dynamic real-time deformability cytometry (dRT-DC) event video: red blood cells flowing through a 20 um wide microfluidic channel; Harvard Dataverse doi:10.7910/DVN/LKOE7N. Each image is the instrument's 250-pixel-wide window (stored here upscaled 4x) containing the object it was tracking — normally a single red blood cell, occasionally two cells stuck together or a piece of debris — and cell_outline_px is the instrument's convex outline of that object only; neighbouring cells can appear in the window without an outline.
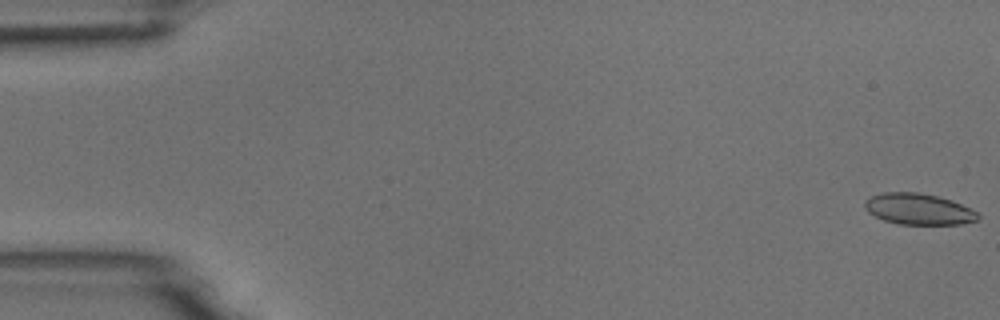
{"species": "common noctule bat (a hibernating species)", "species_latin": "Nyctalus noctula", "temperature_condition": "room temperature", "stored_images_in_passage": 5, "camera_frame_rate_fps": 3000, "um_per_image_px": 0.085, "animal": {"sex": "male", "body_mass_g": 18.8}, "frame": {"image": 1, "passage_image": 1, "time_ms": 0.0, "image_size_px": [1000, 320], "cell_outline_px": [[980, 216], [976, 220], [960, 224], [900, 224], [884, 220], [868, 212], [864, 208], [864, 200], [872, 196], [884, 192], [920, 192], [952, 200], [980, 212]], "centroid_in_image_um": [78.09, 17.76], "position_along_channel_um": 6.9, "area_um2": 20.58}}
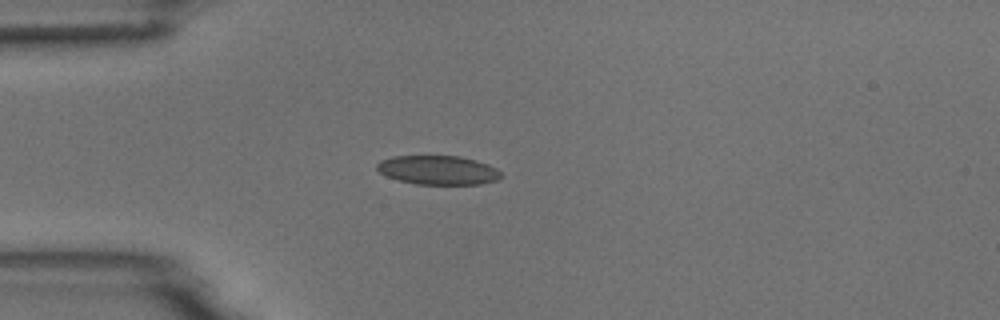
{"frame": {"image": 2, "passage_image": 5, "time_ms": 4.667, "image_size_px": [1000, 320], "cell_outline_px": [[504, 176], [500, 180], [480, 184], [416, 184], [400, 180], [388, 176], [380, 172], [376, 168], [376, 164], [380, 160], [392, 156], [460, 156], [476, 160], [488, 164], [496, 168]], "centroid_in_image_um": [37.27, 14.45], "position_along_channel_um": 47.7, "area_um2": 21.1}}